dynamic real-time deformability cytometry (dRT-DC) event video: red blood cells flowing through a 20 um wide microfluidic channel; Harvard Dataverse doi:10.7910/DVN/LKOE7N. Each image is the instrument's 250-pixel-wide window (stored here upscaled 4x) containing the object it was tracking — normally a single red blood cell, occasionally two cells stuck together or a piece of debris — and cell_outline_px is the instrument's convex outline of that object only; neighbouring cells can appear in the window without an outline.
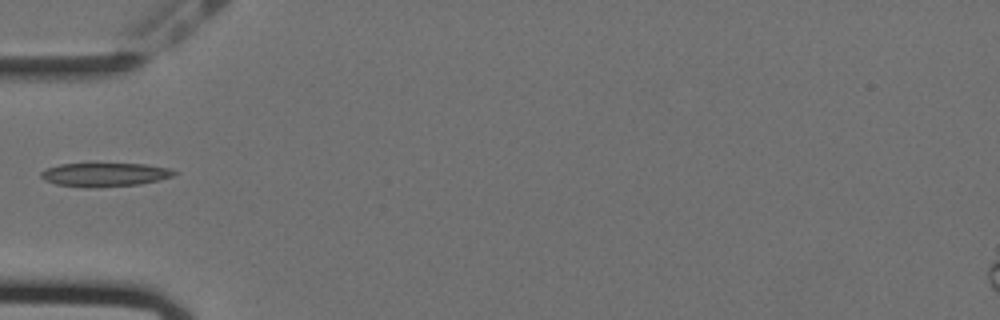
{"species": "Egyptian fruit bat (a non-hibernating species)", "species_latin": "Rousettus aegyptiacus", "temperature_condition": "cold", "stored_images_in_passage": 39, "camera_frame_rate_fps": 3000, "um_per_image_px": 0.085, "animal": {"sex": "female"}, "frame": {"image": 1, "passage_image": 1, "time_ms": 0.0, "image_size_px": [1000, 320], "cell_outline_px": [[180, 172], [172, 176], [140, 184], [100, 188], [84, 188], [56, 184], [44, 180], [40, 176], [40, 172], [48, 168], [60, 164], [144, 164], [172, 168]], "centroid_in_image_um": [8.91, 14.85], "position_along_channel_um": 76.1, "area_um2": 18.55}}
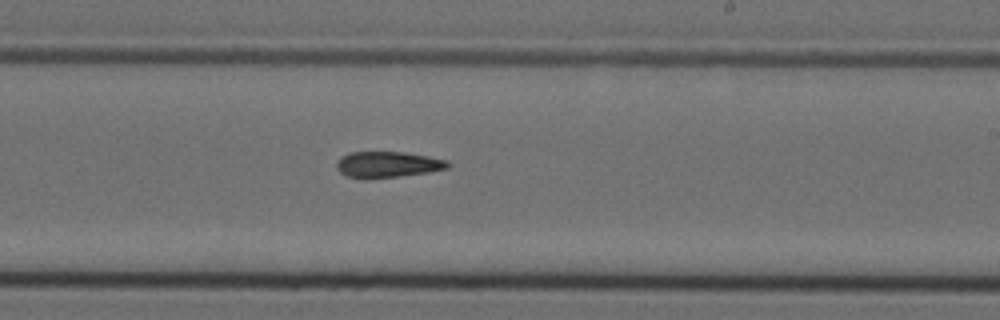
{"frame": {"image": 2, "passage_image": 16, "time_ms": 5.0, "image_size_px": [1000, 320], "cell_outline_px": [[452, 164], [448, 168], [428, 172], [400, 176], [364, 180], [348, 176], [340, 172], [336, 168], [336, 164], [348, 152], [404, 152], [428, 156], [448, 160]], "centroid_in_image_um": [32.97, 13.99], "position_along_channel_um": 256.0, "area_um2": 16.99}}
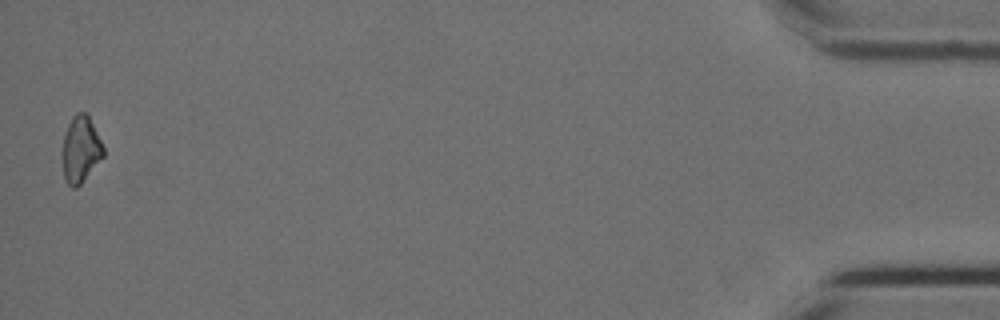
{"frame": {"image": 3, "passage_image": 38, "time_ms": 12.333, "image_size_px": [1000, 320], "cell_outline_px": [[104, 156], [80, 184], [76, 188], [72, 188], [68, 184], [64, 176], [60, 152], [64, 136], [68, 124], [72, 116], [76, 112], [88, 112], [104, 148]], "centroid_in_image_um": [6.83, 12.67], "position_along_channel_um": 428.4, "area_um2": 16.18}}